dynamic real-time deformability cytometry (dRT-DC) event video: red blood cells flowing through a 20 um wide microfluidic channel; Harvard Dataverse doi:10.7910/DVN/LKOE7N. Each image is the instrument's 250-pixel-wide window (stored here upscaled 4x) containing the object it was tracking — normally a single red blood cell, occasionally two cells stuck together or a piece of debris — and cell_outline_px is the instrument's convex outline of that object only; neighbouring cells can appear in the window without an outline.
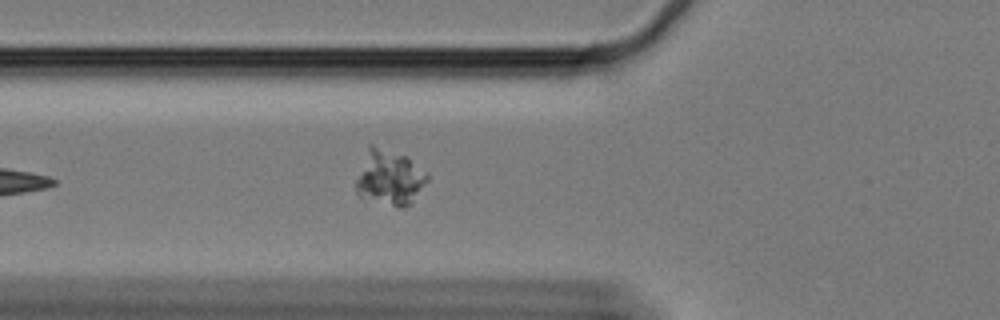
{"species": "Egyptian fruit bat (a non-hibernating species)", "species_latin": "Rousettus aegyptiacus", "temperature_condition": "cold", "stored_images_in_passage": 44, "camera_frame_rate_fps": 3000, "um_per_image_px": 0.085, "animal": {"sex": "female"}, "frame": {"image": 1, "passage_image": 5, "time_ms": 1.333, "image_size_px": [1000, 320], "cell_outline_px": [[428, 180], [412, 204], [404, 208], [396, 208], [360, 196], [356, 192], [356, 180], [368, 144], [372, 144], [404, 156], [428, 172]], "centroid_in_image_um": [33.12, 15.13], "position_along_channel_um": 92.7, "area_um2": 22.95}}
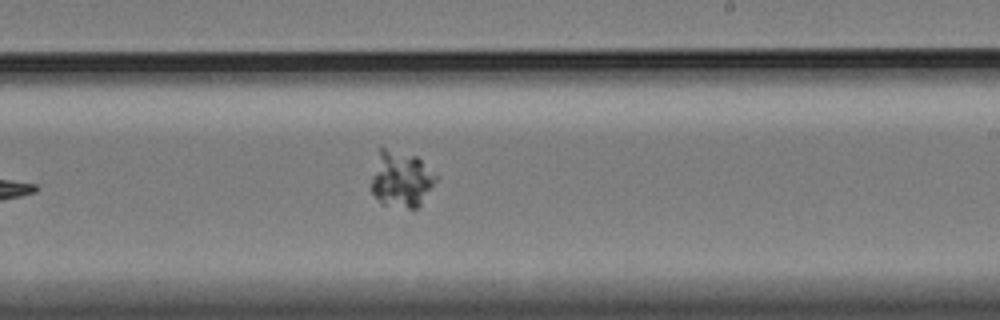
{"frame": {"image": 2, "passage_image": 20, "time_ms": 6.333, "image_size_px": [1000, 320], "cell_outline_px": [[436, 180], [420, 204], [416, 208], [408, 208], [380, 204], [372, 192], [372, 176], [380, 144], [416, 156], [436, 176]], "centroid_in_image_um": [34.04, 15.19], "position_along_channel_um": 255.0, "area_um2": 21.04}}
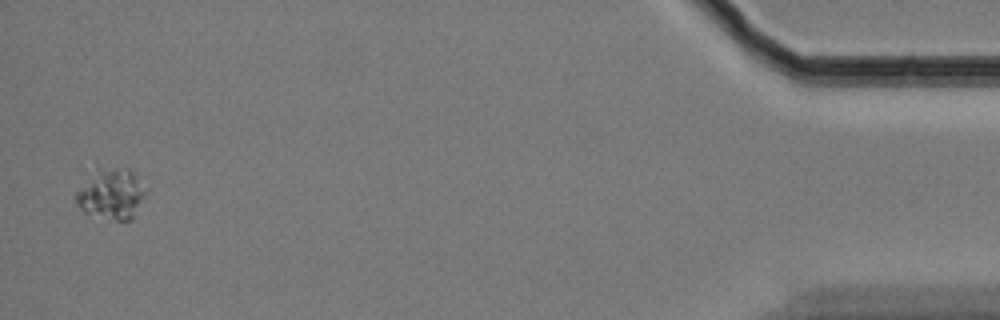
{"frame": {"image": 3, "passage_image": 43, "time_ms": 14.0, "image_size_px": [1000, 320], "cell_outline_px": [[148, 192], [132, 216], [128, 220], [116, 220], [84, 212], [76, 204], [76, 192], [96, 164], [128, 168], [148, 188]], "centroid_in_image_um": [9.45, 16.38], "position_along_channel_um": 425.8, "area_um2": 21.1}}